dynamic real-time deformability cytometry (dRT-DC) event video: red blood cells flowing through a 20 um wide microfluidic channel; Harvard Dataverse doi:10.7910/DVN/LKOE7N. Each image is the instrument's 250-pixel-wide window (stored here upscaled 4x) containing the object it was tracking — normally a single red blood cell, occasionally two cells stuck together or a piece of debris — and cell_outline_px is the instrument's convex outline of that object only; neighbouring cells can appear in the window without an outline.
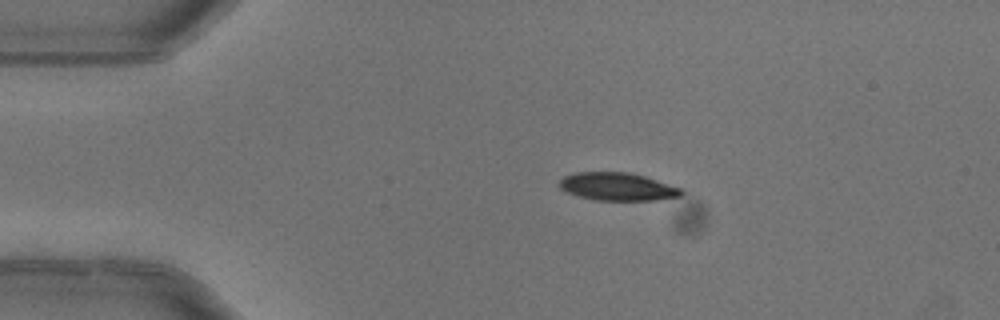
{"species": "common noctule bat (a hibernating species)", "species_latin": "Nyctalus noctula", "temperature_condition": "warm", "stored_images_in_passage": 2, "camera_frame_rate_fps": 3000, "um_per_image_px": 0.085, "animal": {"sex": "female"}, "frame": {"image": 1, "passage_image": 1, "time_ms": 0.0, "image_size_px": [1000, 320], "cell_outline_px": [[684, 192], [680, 196], [656, 200], [596, 200], [580, 196], [568, 192], [560, 188], [560, 180], [564, 176], [576, 172], [628, 172], [644, 176], [680, 188]], "centroid_in_image_um": [52.48, 15.86], "position_along_channel_um": 32.5, "area_um2": 19.54}}